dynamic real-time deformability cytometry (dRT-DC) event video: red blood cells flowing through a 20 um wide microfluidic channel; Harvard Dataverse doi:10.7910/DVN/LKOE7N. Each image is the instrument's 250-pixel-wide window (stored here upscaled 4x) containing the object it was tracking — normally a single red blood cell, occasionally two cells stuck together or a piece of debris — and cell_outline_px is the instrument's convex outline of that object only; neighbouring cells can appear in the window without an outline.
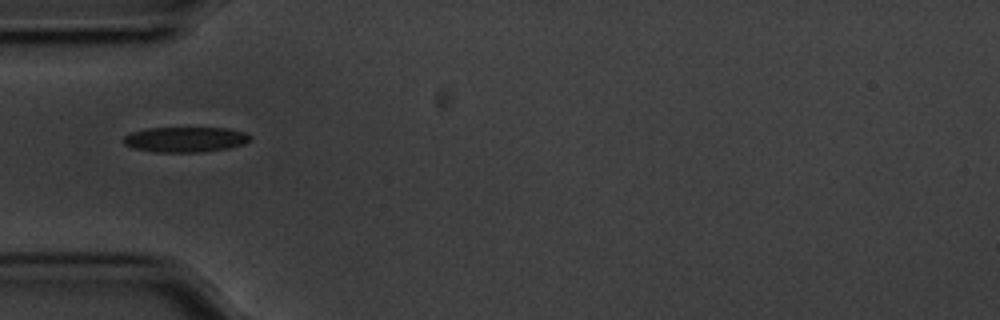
{"species": "common noctule bat (a hibernating species)", "species_latin": "Nyctalus noctula", "temperature_condition": "cold", "stored_images_in_passage": 14, "camera_frame_rate_fps": 3000, "um_per_image_px": 0.085, "animal": {"sex": "male", "body_mass_g": 20.1, "forearm_length_mm": 53.5}, "frame": {"image": 1, "passage_image": 1, "time_ms": 0.0, "image_size_px": [1000, 320], "cell_outline_px": [[252, 136], [244, 144], [228, 148], [200, 152], [156, 152], [132, 148], [124, 144], [120, 140], [124, 136], [132, 132], [148, 128], [228, 128], [244, 132]], "centroid_in_image_um": [15.72, 11.85], "position_along_channel_um": 69.3, "area_um2": 18.67}}